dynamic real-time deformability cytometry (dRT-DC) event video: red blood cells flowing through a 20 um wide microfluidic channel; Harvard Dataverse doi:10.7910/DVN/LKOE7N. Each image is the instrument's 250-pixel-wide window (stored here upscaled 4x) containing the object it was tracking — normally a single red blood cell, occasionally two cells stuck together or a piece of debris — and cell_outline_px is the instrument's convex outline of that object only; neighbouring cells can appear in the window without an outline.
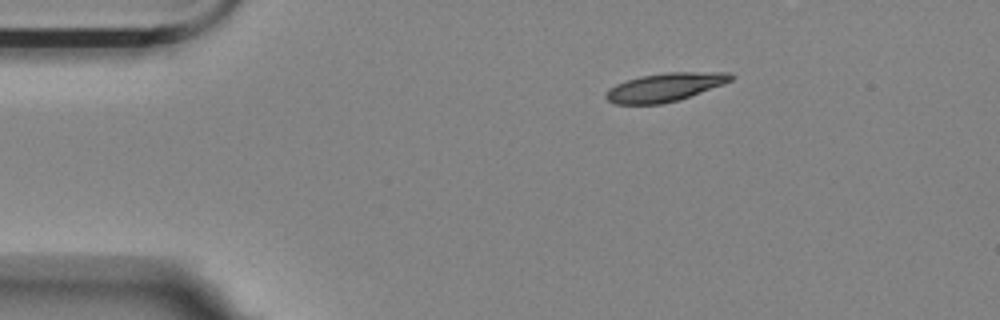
{"species": "Egyptian fruit bat (a non-hibernating species)", "species_latin": "Rousettus aegyptiacus", "temperature_condition": "room temperature", "stored_images_in_passage": 2, "camera_frame_rate_fps": 3000, "um_per_image_px": 0.085, "animal": {"sex": "female"}, "frame": {"image": 1, "passage_image": 1, "time_ms": 0.0, "image_size_px": [1000, 320], "cell_outline_px": [[736, 76], [732, 80], [724, 84], [676, 100], [660, 104], [616, 104], [608, 100], [604, 96], [604, 92], [608, 88], [616, 84], [640, 76], [668, 72], [728, 72]], "centroid_in_image_um": [56.5, 7.4], "position_along_channel_um": 28.5, "area_um2": 20.58}}